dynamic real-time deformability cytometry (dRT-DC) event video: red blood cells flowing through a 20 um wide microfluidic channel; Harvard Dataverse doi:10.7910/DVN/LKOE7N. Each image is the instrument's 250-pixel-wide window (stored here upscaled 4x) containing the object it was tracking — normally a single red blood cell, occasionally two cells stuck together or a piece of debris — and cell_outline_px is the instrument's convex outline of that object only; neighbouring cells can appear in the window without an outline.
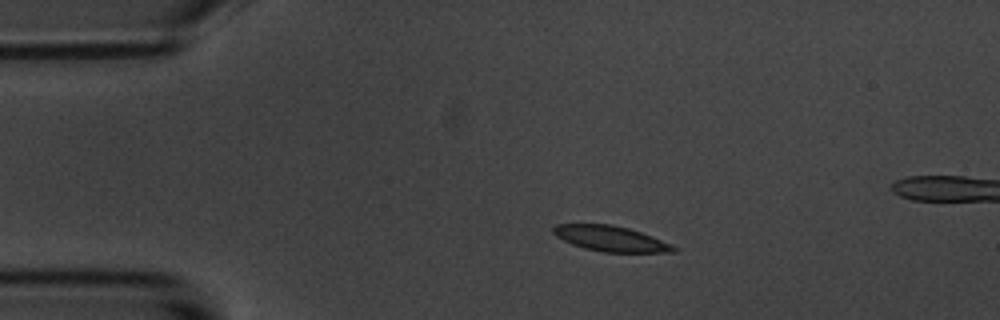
{"species": "common noctule bat (a hibernating species)", "species_latin": "Nyctalus noctula", "temperature_condition": "room temperature", "stored_images_in_passage": 10, "camera_frame_rate_fps": 3000, "um_per_image_px": 0.085, "animal": {"sex": "male", "body_mass_g": 20.1, "forearm_length_mm": 53.5}, "frame": {"image": 1, "passage_image": 2, "time_ms": 1.0, "image_size_px": [1000, 320], "cell_outline_px": [[676, 252], [604, 252], [584, 248], [572, 244], [556, 236], [552, 232], [552, 228], [556, 224], [612, 224], [628, 228], [652, 236], [676, 248]], "centroid_in_image_um": [51.85, 20.27], "position_along_channel_um": 33.1, "area_um2": 17.57}}
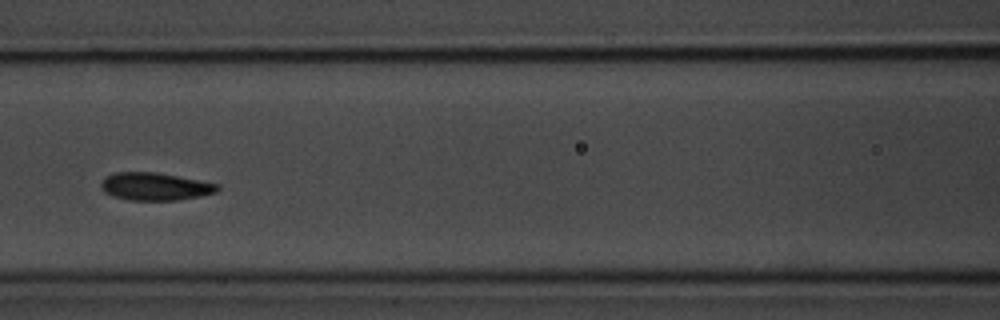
{"frame": {"image": 2, "passage_image": 6, "time_ms": 5.667, "image_size_px": [1000, 320], "cell_outline_px": [[220, 188], [216, 192], [200, 196], [176, 200], [128, 200], [112, 196], [104, 192], [100, 188], [100, 184], [104, 176], [116, 172], [156, 172], [220, 184]], "centroid_in_image_um": [13.14, 15.85], "position_along_channel_um": 153.5, "area_um2": 18.9}}
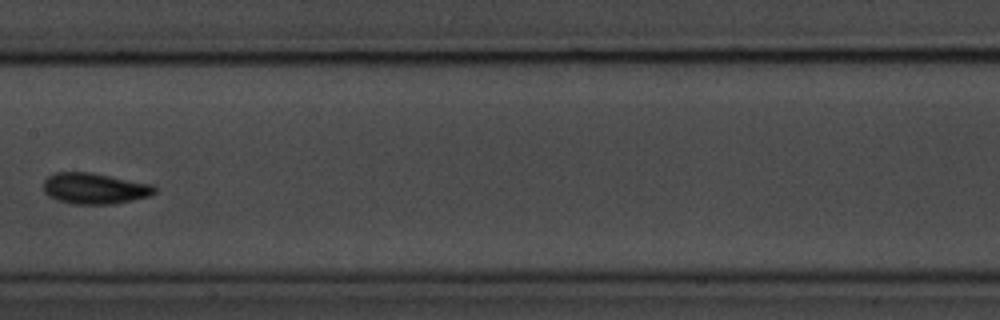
{"frame": {"image": 3, "passage_image": 7, "time_ms": 7.0, "image_size_px": [1000, 320], "cell_outline_px": [[156, 192], [152, 196], [112, 204], [72, 204], [56, 200], [48, 196], [44, 192], [44, 180], [48, 176], [56, 172], [92, 172], [156, 184]], "centroid_in_image_um": [8.09, 16.01], "position_along_channel_um": 199.3, "area_um2": 20.52}}